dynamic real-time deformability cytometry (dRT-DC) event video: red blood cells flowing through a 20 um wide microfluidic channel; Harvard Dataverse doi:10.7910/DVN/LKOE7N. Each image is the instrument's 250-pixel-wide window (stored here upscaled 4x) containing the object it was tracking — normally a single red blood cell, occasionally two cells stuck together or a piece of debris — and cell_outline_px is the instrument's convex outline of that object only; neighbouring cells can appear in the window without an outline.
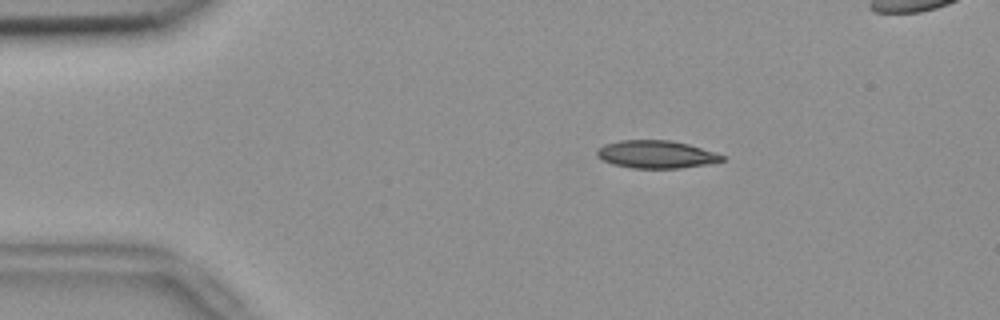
{"species": "common noctule bat (a hibernating species)", "species_latin": "Nyctalus noctula", "temperature_condition": "room temperature", "stored_images_in_passage": 55, "segment_of_instrument_passage": [1, 2], "camera_frame_rate_fps": 3000, "um_per_image_px": 0.085, "animal": {"sex": "female", "body_mass_g": 18.4}, "frame": {"image": 1, "passage_image": 10, "time_ms": 3.0, "image_size_px": [1000, 320], "cell_outline_px": [[724, 160], [708, 164], [680, 168], [632, 168], [612, 164], [596, 156], [596, 148], [604, 144], [620, 140], [668, 140], [688, 144], [724, 156]], "centroid_in_image_um": [55.71, 13.12], "position_along_channel_um": 29.3, "area_um2": 20.11}}
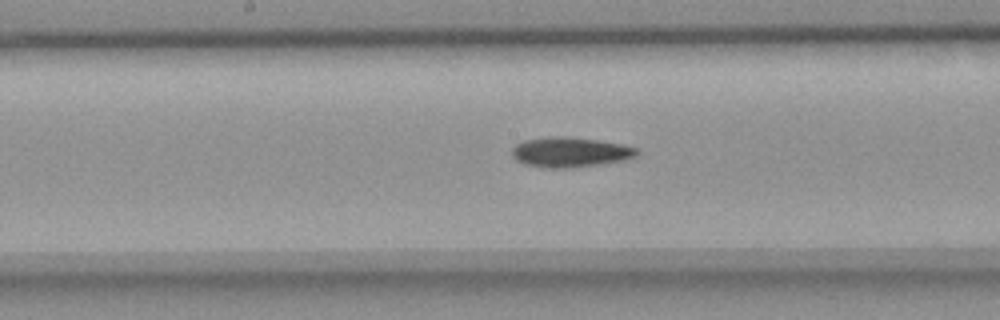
{"frame": {"image": 2, "passage_image": 28, "time_ms": 9.0, "image_size_px": [1000, 320], "cell_outline_px": [[636, 156], [624, 160], [572, 168], [544, 168], [524, 164], [516, 160], [512, 156], [512, 148], [516, 144], [524, 140], [548, 136], [564, 136], [596, 140], [620, 144], [636, 148]], "centroid_in_image_um": [48.39, 12.94], "position_along_channel_um": 199.8, "area_um2": 21.73}}
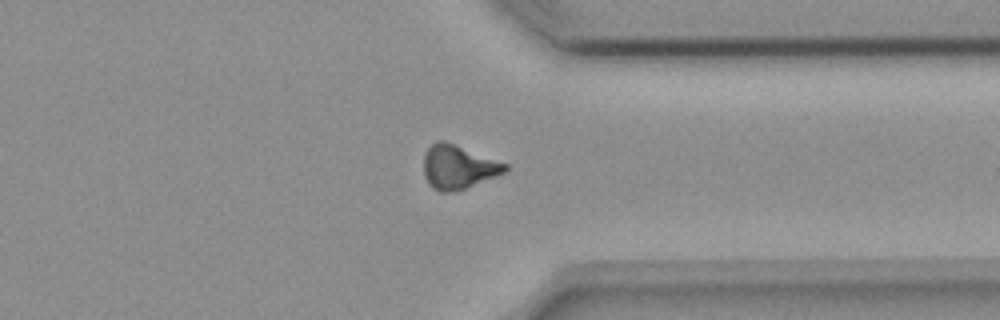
{"frame": {"image": 3, "passage_image": 42, "time_ms": 13.667, "image_size_px": [1000, 320], "cell_outline_px": [[508, 168], [504, 172], [496, 176], [464, 188], [452, 192], [440, 192], [432, 188], [428, 184], [424, 176], [424, 156], [428, 148], [436, 140], [444, 140], [508, 164]], "centroid_in_image_um": [38.92, 14.19], "position_along_channel_um": 372.5, "area_um2": 20.63}}